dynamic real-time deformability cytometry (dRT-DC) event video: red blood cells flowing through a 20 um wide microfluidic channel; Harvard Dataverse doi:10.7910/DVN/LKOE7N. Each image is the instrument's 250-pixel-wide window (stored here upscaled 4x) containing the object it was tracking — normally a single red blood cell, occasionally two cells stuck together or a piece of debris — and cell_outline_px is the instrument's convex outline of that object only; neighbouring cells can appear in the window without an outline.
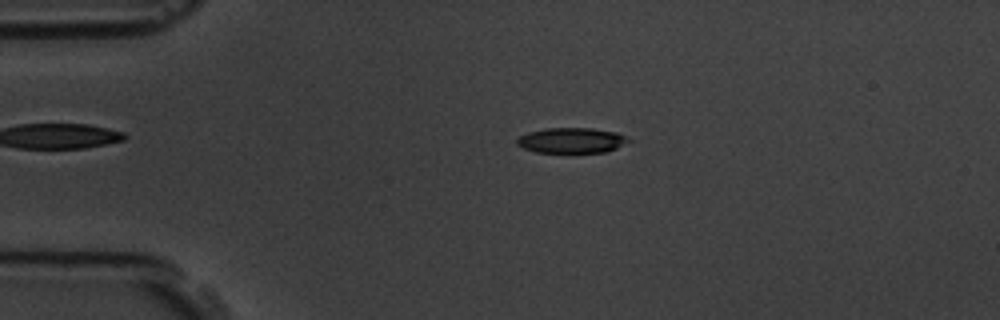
{"species": "common noctule bat (a hibernating species)", "species_latin": "Nyctalus noctula", "temperature_condition": "room temperature", "stored_images_in_passage": 4, "camera_frame_rate_fps": 3000, "um_per_image_px": 0.085, "animal": {"sex": "male", "body_mass_g": 19.5, "forearm_length_mm": 54.6}, "frame": {"image": 1, "passage_image": 3, "time_ms": 2.333, "image_size_px": [1000, 320], "cell_outline_px": [[632, 140], [608, 152], [536, 152], [524, 148], [516, 144], [516, 140], [520, 136], [528, 132], [544, 128], [592, 128], [616, 132]], "centroid_in_image_um": [48.58, 11.93], "position_along_channel_um": 36.4, "area_um2": 16.42}}